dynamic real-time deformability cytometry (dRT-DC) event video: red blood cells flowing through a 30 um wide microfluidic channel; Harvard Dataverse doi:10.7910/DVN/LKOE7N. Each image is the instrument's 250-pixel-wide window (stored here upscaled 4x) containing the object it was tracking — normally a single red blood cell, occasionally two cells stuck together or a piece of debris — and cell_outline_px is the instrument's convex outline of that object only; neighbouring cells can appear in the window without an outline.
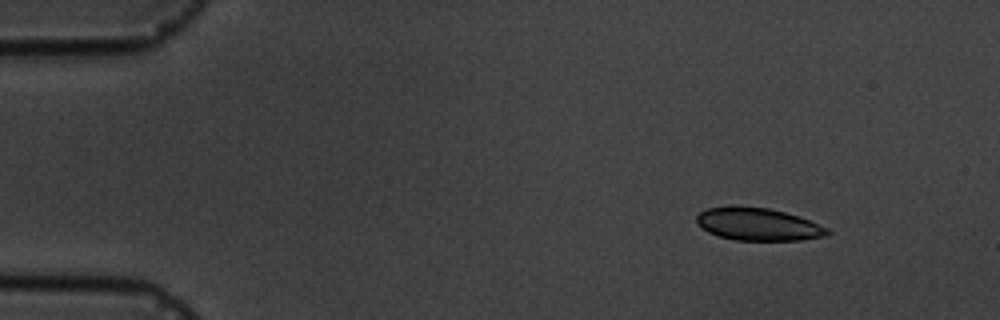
{"species": "common noctule bat (a hibernating species)", "species_latin": "Nyctalus noctula", "temperature_condition": "cold", "stored_images_in_passage": 3, "camera_frame_rate_fps": 3000, "um_per_image_px": 0.085, "animal": {"sex": "male", "body_mass_g": 19.5, "forearm_length_mm": 54.6}, "frame": {"image": 1, "passage_image": 1, "time_ms": 0.0, "image_size_px": [1000, 320], "cell_outline_px": [[832, 232], [828, 236], [800, 240], [736, 240], [720, 236], [708, 232], [696, 220], [696, 216], [700, 212], [708, 208], [728, 204], [736, 204], [768, 208], [784, 212], [808, 220], [828, 228]], "centroid_in_image_um": [64.43, 19.04], "position_along_channel_um": 20.6, "area_um2": 25.03}}